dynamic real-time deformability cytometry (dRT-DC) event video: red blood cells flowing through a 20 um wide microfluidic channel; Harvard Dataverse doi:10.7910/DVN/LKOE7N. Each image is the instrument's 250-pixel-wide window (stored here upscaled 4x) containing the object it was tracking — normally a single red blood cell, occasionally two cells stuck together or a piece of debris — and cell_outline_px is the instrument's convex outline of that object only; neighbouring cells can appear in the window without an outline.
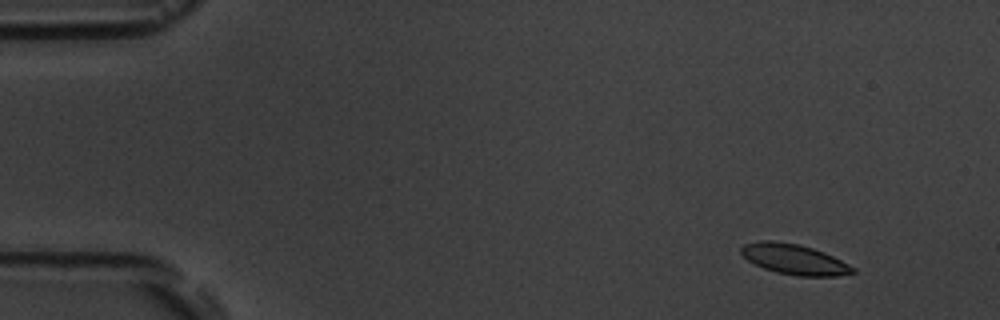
{"species": "common noctule bat (a hibernating species)", "species_latin": "Nyctalus noctula", "temperature_condition": "room temperature", "stored_images_in_passage": 5, "camera_frame_rate_fps": 3000, "um_per_image_px": 0.085, "animal": {"sex": "male", "body_mass_g": 19.5, "forearm_length_mm": 54.6}, "frame": {"image": 1, "passage_image": 1, "time_ms": 0.0, "image_size_px": [1000, 320], "cell_outline_px": [[856, 272], [836, 276], [800, 276], [776, 272], [764, 268], [748, 260], [740, 252], [740, 248], [744, 244], [760, 240], [772, 240], [800, 244], [824, 252], [856, 268]], "centroid_in_image_um": [67.5, 22.03], "position_along_channel_um": 17.5, "area_um2": 19.65}}